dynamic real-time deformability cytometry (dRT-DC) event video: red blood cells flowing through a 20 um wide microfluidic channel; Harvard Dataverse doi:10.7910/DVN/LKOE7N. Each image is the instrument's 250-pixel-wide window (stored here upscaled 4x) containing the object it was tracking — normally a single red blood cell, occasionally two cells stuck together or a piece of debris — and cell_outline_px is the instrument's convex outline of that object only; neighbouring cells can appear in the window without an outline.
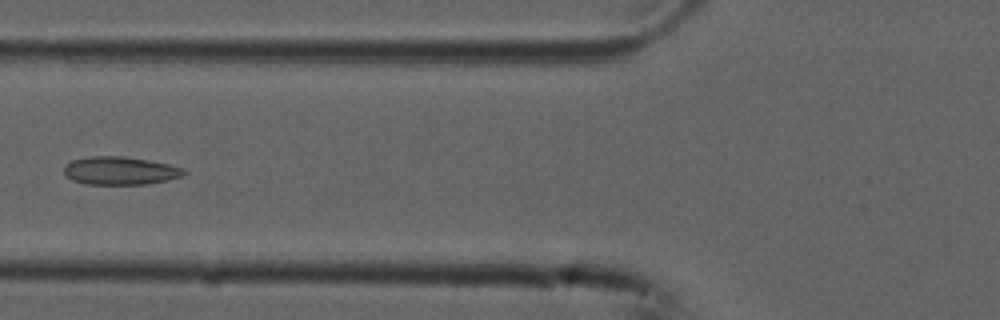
{"species": "common noctule bat (a hibernating species)", "species_latin": "Nyctalus noctula", "temperature_condition": "cold", "stored_images_in_passage": 6, "camera_frame_rate_fps": 3000, "um_per_image_px": 0.085, "animal": {"sex": "male", "forearm_length_mm": 52.5}, "frame": {"image": 1, "passage_image": 5, "time_ms": 1.333, "image_size_px": [1000, 320], "cell_outline_px": [[188, 172], [184, 176], [168, 180], [148, 184], [84, 184], [72, 180], [64, 172], [64, 168], [72, 160], [92, 156], [124, 156], [168, 164], [184, 168]], "centroid_in_image_um": [10.26, 14.52], "position_along_channel_um": 115.5, "area_um2": 19.59}}
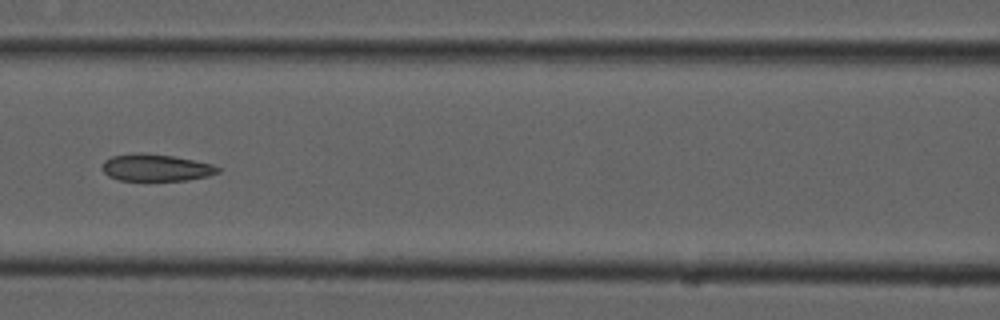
{"frame": {"image": 2, "passage_image": 6, "time_ms": 1.667, "image_size_px": [1000, 320], "cell_outline_px": [[220, 172], [208, 176], [188, 180], [120, 180], [108, 176], [104, 172], [104, 160], [112, 156], [136, 152], [172, 156], [212, 164], [220, 168]], "centroid_in_image_um": [13.27, 14.25], "position_along_channel_um": 153.3, "area_um2": 17.98}}